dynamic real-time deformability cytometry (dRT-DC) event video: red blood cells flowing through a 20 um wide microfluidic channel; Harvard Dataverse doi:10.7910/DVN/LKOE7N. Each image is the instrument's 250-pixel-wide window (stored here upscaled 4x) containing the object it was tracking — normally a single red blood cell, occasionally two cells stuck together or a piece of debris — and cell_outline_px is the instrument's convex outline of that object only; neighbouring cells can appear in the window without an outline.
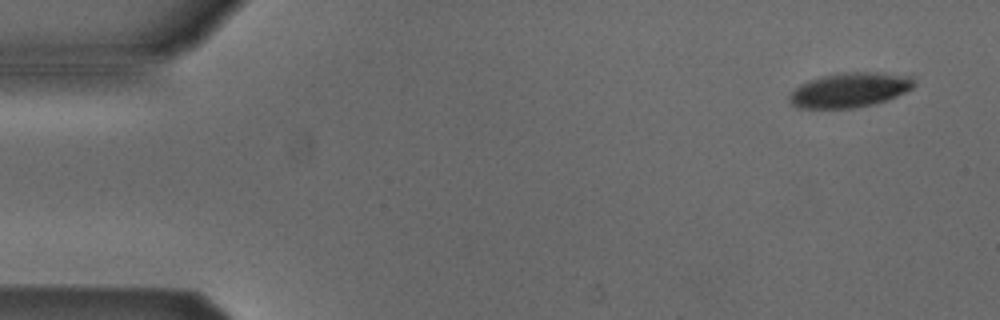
{"species": "Egyptian fruit bat (a non-hibernating species)", "species_latin": "Rousettus aegyptiacus", "temperature_condition": "cold", "stored_images_in_passage": 4, "camera_frame_rate_fps": 3000, "um_per_image_px": 0.085, "animal": {"sex": "male"}, "frame": {"image": 1, "passage_image": 1, "time_ms": 0.0, "image_size_px": [1000, 320], "cell_outline_px": [[916, 84], [912, 88], [896, 96], [872, 104], [852, 108], [796, 108], [788, 100], [788, 96], [800, 84], [808, 80], [820, 76], [844, 72], [876, 72], [912, 76], [916, 80]], "centroid_in_image_um": [72.21, 7.64], "position_along_channel_um": 12.8, "area_um2": 25.2}}
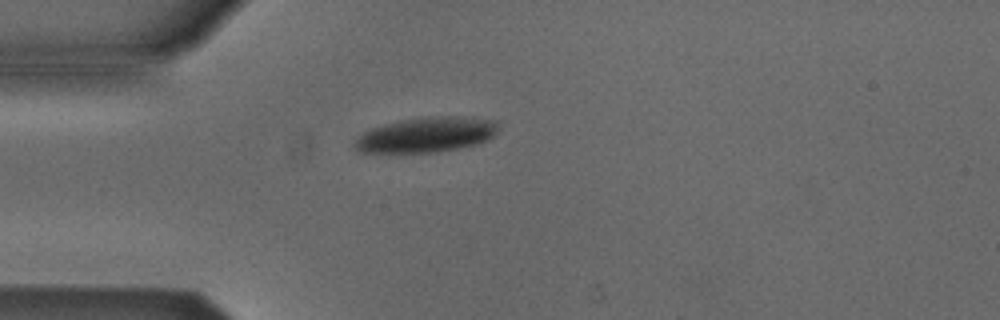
{"frame": {"image": 2, "passage_image": 4, "time_ms": 3.667, "image_size_px": [1000, 320], "cell_outline_px": [[496, 132], [492, 136], [476, 144], [436, 152], [360, 152], [356, 148], [356, 140], [364, 132], [372, 128], [384, 124], [400, 120], [428, 116], [452, 116], [496, 120]], "centroid_in_image_um": [36.23, 11.44], "position_along_channel_um": 48.8, "area_um2": 28.73}}